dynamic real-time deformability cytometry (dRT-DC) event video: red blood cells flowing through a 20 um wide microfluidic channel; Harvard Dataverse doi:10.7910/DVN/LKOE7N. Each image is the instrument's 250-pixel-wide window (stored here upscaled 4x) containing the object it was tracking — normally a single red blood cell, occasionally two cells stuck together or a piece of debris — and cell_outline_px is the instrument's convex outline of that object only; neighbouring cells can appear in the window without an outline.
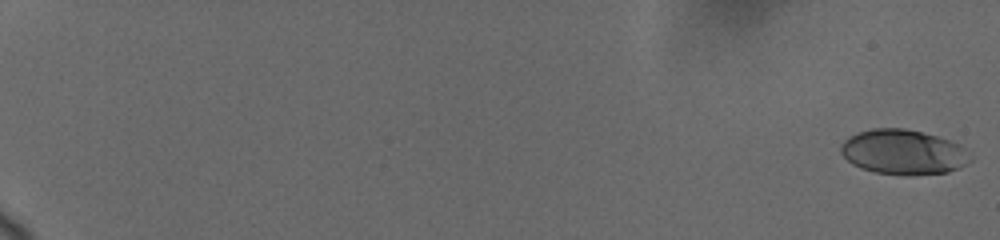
{"species": "human", "species_latin": "Homo sapiens", "temperature_condition": "cold", "stored_images_in_passage": 40, "camera_frame_rate_fps": 3000, "um_per_image_px": 0.085, "donor": {"sex": "female"}, "frame": {"image": 1, "passage_image": 1, "time_ms": 0.0, "image_size_px": [1000, 240], "cell_outline_px": [[972, 160], [968, 164], [960, 168], [948, 172], [912, 176], [904, 176], [876, 172], [860, 168], [852, 164], [840, 152], [840, 144], [848, 136], [872, 128], [904, 128], [936, 136], [960, 144], [972, 152]], "centroid_in_image_um": [76.82, 12.94], "position_along_channel_um": 8.2, "area_um2": 34.39}}
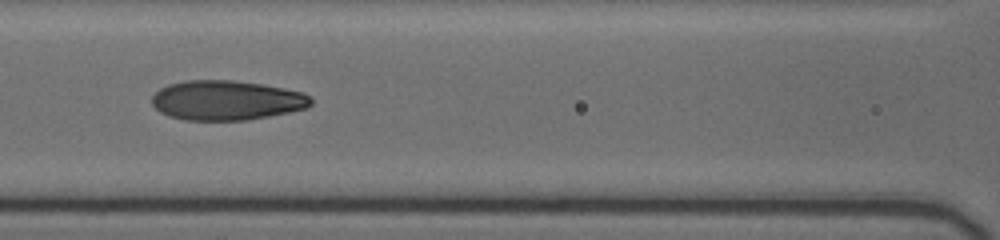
{"frame": {"image": 2, "passage_image": 21, "time_ms": 10.0, "image_size_px": [1000, 240], "cell_outline_px": [[312, 104], [308, 108], [248, 120], [184, 120], [168, 116], [160, 112], [152, 104], [152, 96], [160, 88], [168, 84], [184, 80], [232, 80], [260, 84], [284, 88], [300, 92], [308, 96], [312, 100]], "centroid_in_image_um": [19.22, 8.53], "position_along_channel_um": 147.4, "area_um2": 36.76}}
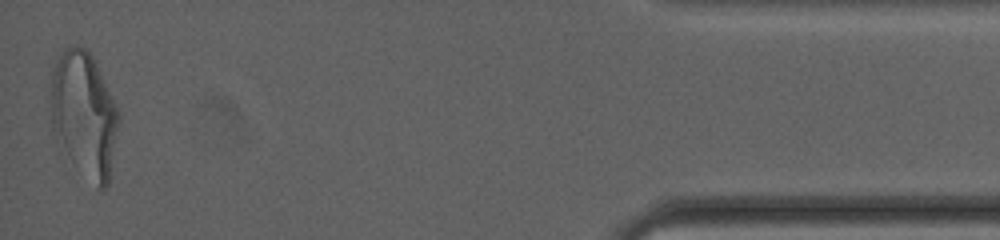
{"frame": {"image": 3, "passage_image": 40, "time_ms": 19.333, "image_size_px": [1000, 240], "cell_outline_px": [[120, 120], [108, 184], [104, 188], [96, 188], [72, 160], [52, 128], [52, 72], [64, 48], [68, 44], [76, 44], [84, 48], [92, 56], [120, 112]], "centroid_in_image_um": [7.19, 9.69], "position_along_channel_um": 428.0, "area_um2": 48.67}, "authors_computed_cell_mechanics": {"area_um2": 35.5181, "velocity_mm_per_s": 3.6863, "shape_relaxation_time_tau1_ms": 5.3159, "shape_relaxation_time_tau2_ms": 0.9779, "deformation_change_tau1": 0.1911, "deformation_change_tau2": 0.0697}}